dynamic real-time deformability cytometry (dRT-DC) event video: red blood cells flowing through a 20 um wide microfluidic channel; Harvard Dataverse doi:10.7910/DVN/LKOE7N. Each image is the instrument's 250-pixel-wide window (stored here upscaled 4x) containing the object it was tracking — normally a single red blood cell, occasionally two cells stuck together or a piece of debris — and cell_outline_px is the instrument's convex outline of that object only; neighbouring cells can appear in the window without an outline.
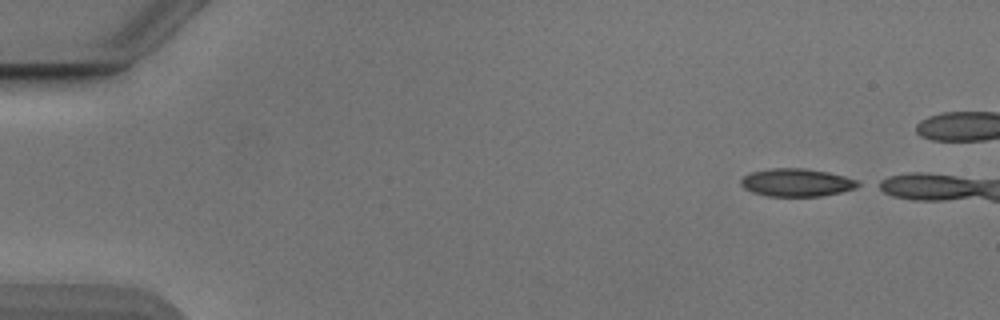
{"species": "Egyptian fruit bat (a non-hibernating species)", "species_latin": "Rousettus aegyptiacus", "temperature_condition": "cold", "stored_images_in_passage": 12, "camera_frame_rate_fps": 3000, "um_per_image_px": 0.085, "animal": {"sex": "male"}, "frame": {"image": 1, "passage_image": 1, "time_ms": 0.0, "image_size_px": [1000, 320], "cell_outline_px": [[864, 184], [856, 188], [840, 192], [820, 196], [768, 196], [752, 192], [744, 188], [740, 184], [740, 180], [744, 176], [752, 172], [772, 168], [804, 168], [828, 172], [860, 180]], "centroid_in_image_um": [67.76, 15.51], "position_along_channel_um": 17.2, "area_um2": 19.13}}